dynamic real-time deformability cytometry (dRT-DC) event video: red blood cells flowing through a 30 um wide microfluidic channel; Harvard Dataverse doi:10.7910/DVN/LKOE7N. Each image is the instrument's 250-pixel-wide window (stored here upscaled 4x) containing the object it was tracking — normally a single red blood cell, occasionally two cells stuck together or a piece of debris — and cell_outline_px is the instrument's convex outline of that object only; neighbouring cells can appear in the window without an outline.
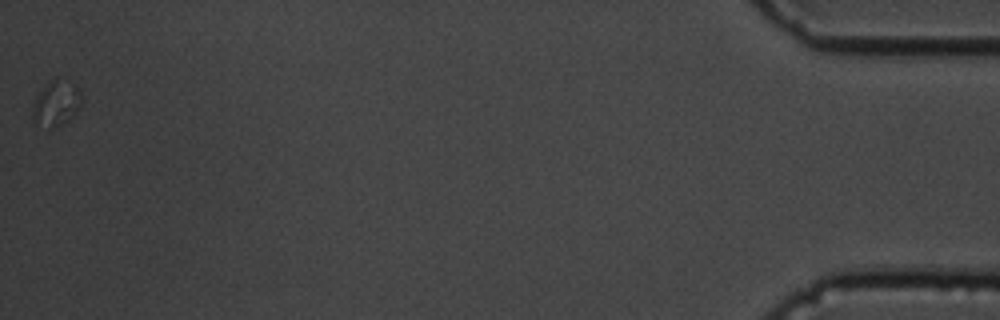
{"species": "common noctule bat (a hibernating species)", "species_latin": "Nyctalus noctula", "temperature_condition": "cold", "stored_images_in_passage": 43, "camera_frame_rate_fps": 3000, "um_per_image_px": 0.085, "animal": {"sex": "male", "body_mass_g": 19.5, "forearm_length_mm": 54.6}, "frame": {"image": 1, "passage_image": 43, "time_ms": 14.0, "image_size_px": [1000, 320], "cell_outline_px": [[80, 104], [76, 112], [68, 120], [52, 128], [48, 128], [32, 120], [32, 108], [36, 96], [52, 80], [56, 80], [76, 84], [80, 92]], "centroid_in_image_um": [4.76, 8.82], "position_along_channel_um": 430.4, "area_um2": 12.37}}